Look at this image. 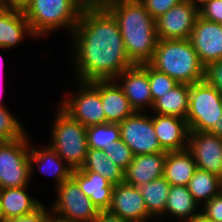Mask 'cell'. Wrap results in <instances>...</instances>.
Here are the masks:
<instances>
[{"instance_id":"cell-1","label":"cell","mask_w":222,"mask_h":222,"mask_svg":"<svg viewBox=\"0 0 222 222\" xmlns=\"http://www.w3.org/2000/svg\"><path fill=\"white\" fill-rule=\"evenodd\" d=\"M75 79L81 82L113 80L133 66L119 25L102 4H87L71 33Z\"/></svg>"},{"instance_id":"cell-2","label":"cell","mask_w":222,"mask_h":222,"mask_svg":"<svg viewBox=\"0 0 222 222\" xmlns=\"http://www.w3.org/2000/svg\"><path fill=\"white\" fill-rule=\"evenodd\" d=\"M101 4L116 19L130 62L148 64L159 40L156 20L139 0H105Z\"/></svg>"},{"instance_id":"cell-3","label":"cell","mask_w":222,"mask_h":222,"mask_svg":"<svg viewBox=\"0 0 222 222\" xmlns=\"http://www.w3.org/2000/svg\"><path fill=\"white\" fill-rule=\"evenodd\" d=\"M148 64L181 84L205 80V67L189 39H159Z\"/></svg>"},{"instance_id":"cell-4","label":"cell","mask_w":222,"mask_h":222,"mask_svg":"<svg viewBox=\"0 0 222 222\" xmlns=\"http://www.w3.org/2000/svg\"><path fill=\"white\" fill-rule=\"evenodd\" d=\"M86 5L83 0H33L24 15L35 39L60 28L71 34Z\"/></svg>"},{"instance_id":"cell-5","label":"cell","mask_w":222,"mask_h":222,"mask_svg":"<svg viewBox=\"0 0 222 222\" xmlns=\"http://www.w3.org/2000/svg\"><path fill=\"white\" fill-rule=\"evenodd\" d=\"M49 146L73 169H80L88 151L87 128L60 107L51 126Z\"/></svg>"},{"instance_id":"cell-6","label":"cell","mask_w":222,"mask_h":222,"mask_svg":"<svg viewBox=\"0 0 222 222\" xmlns=\"http://www.w3.org/2000/svg\"><path fill=\"white\" fill-rule=\"evenodd\" d=\"M222 117V94L206 80L190 85L189 131L209 132Z\"/></svg>"},{"instance_id":"cell-7","label":"cell","mask_w":222,"mask_h":222,"mask_svg":"<svg viewBox=\"0 0 222 222\" xmlns=\"http://www.w3.org/2000/svg\"><path fill=\"white\" fill-rule=\"evenodd\" d=\"M77 90L67 97H63L59 107L72 119L83 126L106 124L100 96V80L91 82L77 81Z\"/></svg>"},{"instance_id":"cell-8","label":"cell","mask_w":222,"mask_h":222,"mask_svg":"<svg viewBox=\"0 0 222 222\" xmlns=\"http://www.w3.org/2000/svg\"><path fill=\"white\" fill-rule=\"evenodd\" d=\"M27 136L5 141L0 146V189L29 186L30 140Z\"/></svg>"},{"instance_id":"cell-9","label":"cell","mask_w":222,"mask_h":222,"mask_svg":"<svg viewBox=\"0 0 222 222\" xmlns=\"http://www.w3.org/2000/svg\"><path fill=\"white\" fill-rule=\"evenodd\" d=\"M55 190L57 197L49 209L53 215L73 222H92L99 215L98 208L72 177Z\"/></svg>"},{"instance_id":"cell-10","label":"cell","mask_w":222,"mask_h":222,"mask_svg":"<svg viewBox=\"0 0 222 222\" xmlns=\"http://www.w3.org/2000/svg\"><path fill=\"white\" fill-rule=\"evenodd\" d=\"M135 112L125 118L120 126V139L132 150L134 155L164 151L157 139L153 126V115Z\"/></svg>"},{"instance_id":"cell-11","label":"cell","mask_w":222,"mask_h":222,"mask_svg":"<svg viewBox=\"0 0 222 222\" xmlns=\"http://www.w3.org/2000/svg\"><path fill=\"white\" fill-rule=\"evenodd\" d=\"M199 7L191 0H183L156 19L158 39H189Z\"/></svg>"},{"instance_id":"cell-12","label":"cell","mask_w":222,"mask_h":222,"mask_svg":"<svg viewBox=\"0 0 222 222\" xmlns=\"http://www.w3.org/2000/svg\"><path fill=\"white\" fill-rule=\"evenodd\" d=\"M187 150L197 164V168L222 175V137L209 132L190 131Z\"/></svg>"},{"instance_id":"cell-13","label":"cell","mask_w":222,"mask_h":222,"mask_svg":"<svg viewBox=\"0 0 222 222\" xmlns=\"http://www.w3.org/2000/svg\"><path fill=\"white\" fill-rule=\"evenodd\" d=\"M122 89L135 112H145L153 107L147 64L133 65L113 79ZM121 81V82H119Z\"/></svg>"},{"instance_id":"cell-14","label":"cell","mask_w":222,"mask_h":222,"mask_svg":"<svg viewBox=\"0 0 222 222\" xmlns=\"http://www.w3.org/2000/svg\"><path fill=\"white\" fill-rule=\"evenodd\" d=\"M189 41L205 68L222 60V30L219 23L198 16Z\"/></svg>"},{"instance_id":"cell-15","label":"cell","mask_w":222,"mask_h":222,"mask_svg":"<svg viewBox=\"0 0 222 222\" xmlns=\"http://www.w3.org/2000/svg\"><path fill=\"white\" fill-rule=\"evenodd\" d=\"M108 212L128 222H150L149 220L152 219L139 187L124 182L114 186Z\"/></svg>"},{"instance_id":"cell-16","label":"cell","mask_w":222,"mask_h":222,"mask_svg":"<svg viewBox=\"0 0 222 222\" xmlns=\"http://www.w3.org/2000/svg\"><path fill=\"white\" fill-rule=\"evenodd\" d=\"M153 126L158 142L164 151L187 149L190 131L186 119L153 114Z\"/></svg>"},{"instance_id":"cell-17","label":"cell","mask_w":222,"mask_h":222,"mask_svg":"<svg viewBox=\"0 0 222 222\" xmlns=\"http://www.w3.org/2000/svg\"><path fill=\"white\" fill-rule=\"evenodd\" d=\"M167 151L134 155L124 172V183L140 187L163 177Z\"/></svg>"},{"instance_id":"cell-18","label":"cell","mask_w":222,"mask_h":222,"mask_svg":"<svg viewBox=\"0 0 222 222\" xmlns=\"http://www.w3.org/2000/svg\"><path fill=\"white\" fill-rule=\"evenodd\" d=\"M71 177L99 211H108L114 184L98 173L86 172L80 169L73 170Z\"/></svg>"},{"instance_id":"cell-19","label":"cell","mask_w":222,"mask_h":222,"mask_svg":"<svg viewBox=\"0 0 222 222\" xmlns=\"http://www.w3.org/2000/svg\"><path fill=\"white\" fill-rule=\"evenodd\" d=\"M29 163L30 176L36 165L42 174L54 177L56 188L72 176L73 169L49 145L40 150L30 145Z\"/></svg>"},{"instance_id":"cell-20","label":"cell","mask_w":222,"mask_h":222,"mask_svg":"<svg viewBox=\"0 0 222 222\" xmlns=\"http://www.w3.org/2000/svg\"><path fill=\"white\" fill-rule=\"evenodd\" d=\"M100 96L106 123L119 124L135 113L122 89L114 80H100Z\"/></svg>"},{"instance_id":"cell-21","label":"cell","mask_w":222,"mask_h":222,"mask_svg":"<svg viewBox=\"0 0 222 222\" xmlns=\"http://www.w3.org/2000/svg\"><path fill=\"white\" fill-rule=\"evenodd\" d=\"M35 37L23 12L0 8V49L19 45L25 35Z\"/></svg>"},{"instance_id":"cell-22","label":"cell","mask_w":222,"mask_h":222,"mask_svg":"<svg viewBox=\"0 0 222 222\" xmlns=\"http://www.w3.org/2000/svg\"><path fill=\"white\" fill-rule=\"evenodd\" d=\"M28 186L0 189L1 211L4 220L19 217L37 210L43 203L31 197Z\"/></svg>"},{"instance_id":"cell-23","label":"cell","mask_w":222,"mask_h":222,"mask_svg":"<svg viewBox=\"0 0 222 222\" xmlns=\"http://www.w3.org/2000/svg\"><path fill=\"white\" fill-rule=\"evenodd\" d=\"M197 169V164L187 149L168 151L163 177L171 186H187Z\"/></svg>"},{"instance_id":"cell-24","label":"cell","mask_w":222,"mask_h":222,"mask_svg":"<svg viewBox=\"0 0 222 222\" xmlns=\"http://www.w3.org/2000/svg\"><path fill=\"white\" fill-rule=\"evenodd\" d=\"M189 91L190 85L178 83L168 93L158 98L150 111L154 114L186 119L189 109Z\"/></svg>"},{"instance_id":"cell-25","label":"cell","mask_w":222,"mask_h":222,"mask_svg":"<svg viewBox=\"0 0 222 222\" xmlns=\"http://www.w3.org/2000/svg\"><path fill=\"white\" fill-rule=\"evenodd\" d=\"M199 205L193 198L187 186L174 185L170 187L164 215L179 218V222L190 219L201 213Z\"/></svg>"},{"instance_id":"cell-26","label":"cell","mask_w":222,"mask_h":222,"mask_svg":"<svg viewBox=\"0 0 222 222\" xmlns=\"http://www.w3.org/2000/svg\"><path fill=\"white\" fill-rule=\"evenodd\" d=\"M80 170L98 173L114 185L124 182L125 171L109 159L104 150L88 148Z\"/></svg>"},{"instance_id":"cell-27","label":"cell","mask_w":222,"mask_h":222,"mask_svg":"<svg viewBox=\"0 0 222 222\" xmlns=\"http://www.w3.org/2000/svg\"><path fill=\"white\" fill-rule=\"evenodd\" d=\"M171 185L164 178H158L139 187L148 214L154 219L164 216Z\"/></svg>"},{"instance_id":"cell-28","label":"cell","mask_w":222,"mask_h":222,"mask_svg":"<svg viewBox=\"0 0 222 222\" xmlns=\"http://www.w3.org/2000/svg\"><path fill=\"white\" fill-rule=\"evenodd\" d=\"M219 182V176L197 169L187 187L198 205L203 206L214 196L220 194Z\"/></svg>"},{"instance_id":"cell-29","label":"cell","mask_w":222,"mask_h":222,"mask_svg":"<svg viewBox=\"0 0 222 222\" xmlns=\"http://www.w3.org/2000/svg\"><path fill=\"white\" fill-rule=\"evenodd\" d=\"M120 139L118 123H106L87 127L88 148L104 150Z\"/></svg>"},{"instance_id":"cell-30","label":"cell","mask_w":222,"mask_h":222,"mask_svg":"<svg viewBox=\"0 0 222 222\" xmlns=\"http://www.w3.org/2000/svg\"><path fill=\"white\" fill-rule=\"evenodd\" d=\"M0 89H2V83L0 82ZM2 92L0 90V137L5 141L16 140L21 137H25L26 130H24L23 124L15 117L12 112L5 107L1 102Z\"/></svg>"},{"instance_id":"cell-31","label":"cell","mask_w":222,"mask_h":222,"mask_svg":"<svg viewBox=\"0 0 222 222\" xmlns=\"http://www.w3.org/2000/svg\"><path fill=\"white\" fill-rule=\"evenodd\" d=\"M147 74L153 103L178 84L173 78L152 68L149 64H147Z\"/></svg>"},{"instance_id":"cell-32","label":"cell","mask_w":222,"mask_h":222,"mask_svg":"<svg viewBox=\"0 0 222 222\" xmlns=\"http://www.w3.org/2000/svg\"><path fill=\"white\" fill-rule=\"evenodd\" d=\"M104 151L108 158L124 171L131 164L134 157L132 150L121 139L111 143Z\"/></svg>"},{"instance_id":"cell-33","label":"cell","mask_w":222,"mask_h":222,"mask_svg":"<svg viewBox=\"0 0 222 222\" xmlns=\"http://www.w3.org/2000/svg\"><path fill=\"white\" fill-rule=\"evenodd\" d=\"M147 10V12L156 20L165 14L173 6L179 4L183 0H139Z\"/></svg>"},{"instance_id":"cell-34","label":"cell","mask_w":222,"mask_h":222,"mask_svg":"<svg viewBox=\"0 0 222 222\" xmlns=\"http://www.w3.org/2000/svg\"><path fill=\"white\" fill-rule=\"evenodd\" d=\"M199 16L220 24L222 22V0H208L203 2L199 6Z\"/></svg>"},{"instance_id":"cell-35","label":"cell","mask_w":222,"mask_h":222,"mask_svg":"<svg viewBox=\"0 0 222 222\" xmlns=\"http://www.w3.org/2000/svg\"><path fill=\"white\" fill-rule=\"evenodd\" d=\"M199 208L201 214L213 222H222V195L214 196L210 201Z\"/></svg>"},{"instance_id":"cell-36","label":"cell","mask_w":222,"mask_h":222,"mask_svg":"<svg viewBox=\"0 0 222 222\" xmlns=\"http://www.w3.org/2000/svg\"><path fill=\"white\" fill-rule=\"evenodd\" d=\"M205 80L222 94V60L213 62L205 68Z\"/></svg>"},{"instance_id":"cell-37","label":"cell","mask_w":222,"mask_h":222,"mask_svg":"<svg viewBox=\"0 0 222 222\" xmlns=\"http://www.w3.org/2000/svg\"><path fill=\"white\" fill-rule=\"evenodd\" d=\"M45 205H41L37 210L32 213L19 216V217H11L6 219L4 222H48L51 212H48V208L44 207Z\"/></svg>"},{"instance_id":"cell-38","label":"cell","mask_w":222,"mask_h":222,"mask_svg":"<svg viewBox=\"0 0 222 222\" xmlns=\"http://www.w3.org/2000/svg\"><path fill=\"white\" fill-rule=\"evenodd\" d=\"M32 1L33 0H6L2 7L24 13Z\"/></svg>"},{"instance_id":"cell-39","label":"cell","mask_w":222,"mask_h":222,"mask_svg":"<svg viewBox=\"0 0 222 222\" xmlns=\"http://www.w3.org/2000/svg\"><path fill=\"white\" fill-rule=\"evenodd\" d=\"M92 222H128L123 218L113 215L108 211H100L99 215Z\"/></svg>"},{"instance_id":"cell-40","label":"cell","mask_w":222,"mask_h":222,"mask_svg":"<svg viewBox=\"0 0 222 222\" xmlns=\"http://www.w3.org/2000/svg\"><path fill=\"white\" fill-rule=\"evenodd\" d=\"M209 133H213L215 135H218L219 137H222V117L214 125V127L209 131Z\"/></svg>"},{"instance_id":"cell-41","label":"cell","mask_w":222,"mask_h":222,"mask_svg":"<svg viewBox=\"0 0 222 222\" xmlns=\"http://www.w3.org/2000/svg\"><path fill=\"white\" fill-rule=\"evenodd\" d=\"M182 222H213L206 219L201 213L196 216L191 217L190 219L184 220Z\"/></svg>"},{"instance_id":"cell-42","label":"cell","mask_w":222,"mask_h":222,"mask_svg":"<svg viewBox=\"0 0 222 222\" xmlns=\"http://www.w3.org/2000/svg\"><path fill=\"white\" fill-rule=\"evenodd\" d=\"M48 222H73V221L64 220V219H61V218L51 214Z\"/></svg>"},{"instance_id":"cell-43","label":"cell","mask_w":222,"mask_h":222,"mask_svg":"<svg viewBox=\"0 0 222 222\" xmlns=\"http://www.w3.org/2000/svg\"><path fill=\"white\" fill-rule=\"evenodd\" d=\"M2 7V5H0V8ZM3 66H4V62H3V57L2 55H0V75H2V70H3ZM2 78V77H0ZM2 81V79H0Z\"/></svg>"},{"instance_id":"cell-44","label":"cell","mask_w":222,"mask_h":222,"mask_svg":"<svg viewBox=\"0 0 222 222\" xmlns=\"http://www.w3.org/2000/svg\"><path fill=\"white\" fill-rule=\"evenodd\" d=\"M87 4H99V0H83Z\"/></svg>"},{"instance_id":"cell-45","label":"cell","mask_w":222,"mask_h":222,"mask_svg":"<svg viewBox=\"0 0 222 222\" xmlns=\"http://www.w3.org/2000/svg\"><path fill=\"white\" fill-rule=\"evenodd\" d=\"M192 2H194L198 7L205 1H208V0H191Z\"/></svg>"},{"instance_id":"cell-46","label":"cell","mask_w":222,"mask_h":222,"mask_svg":"<svg viewBox=\"0 0 222 222\" xmlns=\"http://www.w3.org/2000/svg\"><path fill=\"white\" fill-rule=\"evenodd\" d=\"M4 217H3V214H2V211H1V203H0V222H4Z\"/></svg>"},{"instance_id":"cell-47","label":"cell","mask_w":222,"mask_h":222,"mask_svg":"<svg viewBox=\"0 0 222 222\" xmlns=\"http://www.w3.org/2000/svg\"><path fill=\"white\" fill-rule=\"evenodd\" d=\"M219 186H220V194L222 195V175L220 176Z\"/></svg>"},{"instance_id":"cell-48","label":"cell","mask_w":222,"mask_h":222,"mask_svg":"<svg viewBox=\"0 0 222 222\" xmlns=\"http://www.w3.org/2000/svg\"><path fill=\"white\" fill-rule=\"evenodd\" d=\"M5 142L3 138L0 137V146Z\"/></svg>"},{"instance_id":"cell-49","label":"cell","mask_w":222,"mask_h":222,"mask_svg":"<svg viewBox=\"0 0 222 222\" xmlns=\"http://www.w3.org/2000/svg\"><path fill=\"white\" fill-rule=\"evenodd\" d=\"M6 2V0H0V5H3Z\"/></svg>"}]
</instances>
